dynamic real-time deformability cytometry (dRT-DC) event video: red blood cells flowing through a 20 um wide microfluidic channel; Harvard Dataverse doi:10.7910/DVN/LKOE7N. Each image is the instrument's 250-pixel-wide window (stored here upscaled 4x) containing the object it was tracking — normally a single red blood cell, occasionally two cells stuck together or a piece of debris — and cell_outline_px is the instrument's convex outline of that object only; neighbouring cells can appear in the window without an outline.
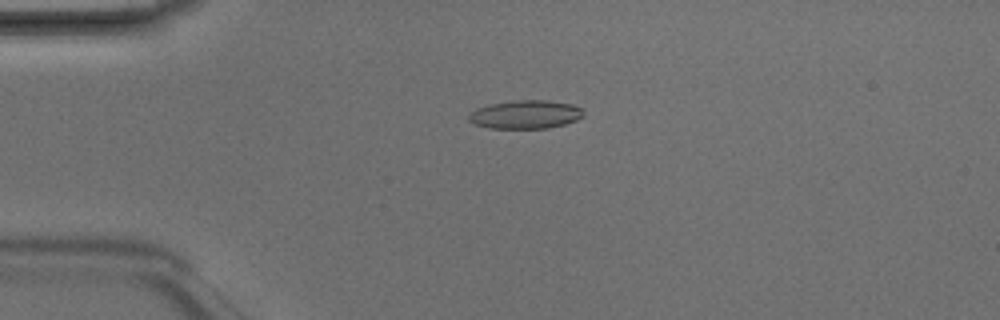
{"species": "Egyptian fruit bat (a non-hibernating species)", "species_latin": "Rousettus aegyptiacus", "temperature_condition": "room temperature", "stored_images_in_passage": 6, "camera_frame_rate_fps": 3000, "um_per_image_px": 0.085, "animal": {"sex": "male"}, "frame": {"image": 1, "passage_image": 3, "time_ms": 0.667, "image_size_px": [1000, 320], "cell_outline_px": [[584, 116], [576, 120], [564, 124], [548, 128], [488, 128], [472, 124], [468, 120], [468, 116], [476, 108], [488, 104], [512, 100], [548, 100], [572, 104], [584, 108]], "centroid_in_image_um": [44.66, 9.72], "position_along_channel_um": 40.3, "area_um2": 19.31}}